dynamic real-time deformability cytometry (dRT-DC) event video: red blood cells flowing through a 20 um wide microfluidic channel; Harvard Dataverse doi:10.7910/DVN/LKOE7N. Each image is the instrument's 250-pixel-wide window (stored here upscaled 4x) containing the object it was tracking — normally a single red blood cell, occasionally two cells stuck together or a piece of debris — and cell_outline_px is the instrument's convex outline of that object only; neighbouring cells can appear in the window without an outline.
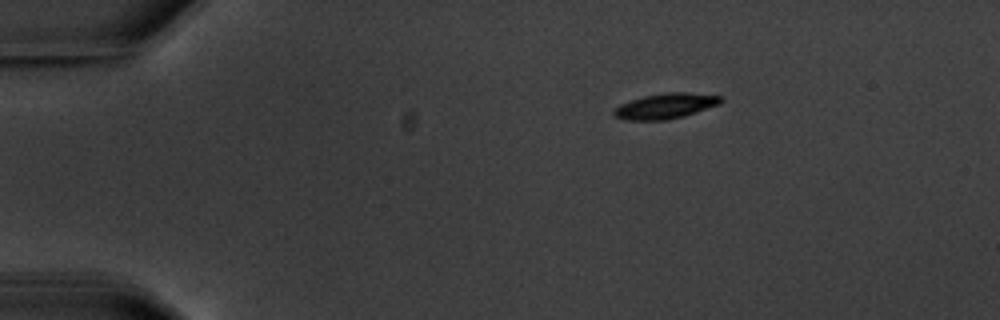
{"species": "common noctule bat (a hibernating species)", "species_latin": "Nyctalus noctula", "temperature_condition": "warm", "stored_images_in_passage": 13, "camera_frame_rate_fps": 3000, "um_per_image_px": 0.085, "animal": {"sex": "male", "body_mass_g": 20.1, "forearm_length_mm": 53.5}, "frame": {"image": 1, "passage_image": 1, "time_ms": 0.0, "image_size_px": [1000, 320], "cell_outline_px": [[724, 100], [720, 104], [684, 116], [664, 120], [628, 120], [616, 116], [612, 112], [620, 104], [644, 96], [664, 92], [688, 92], [724, 96]], "centroid_in_image_um": [56.63, 8.99], "position_along_channel_um": 28.4, "area_um2": 15.78}}
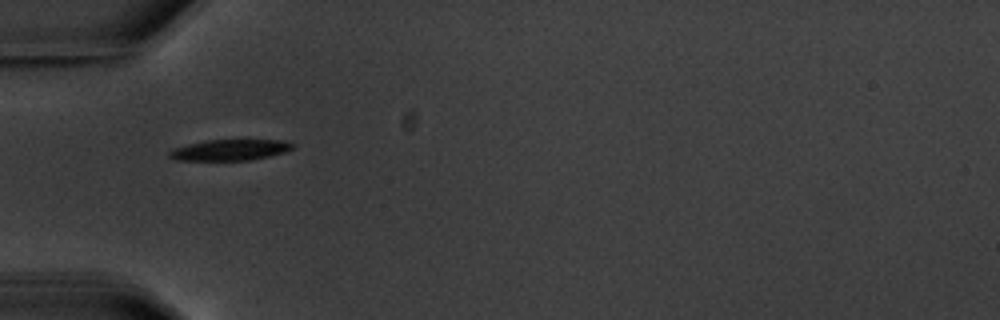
{"frame": {"image": 2, "passage_image": 3, "time_ms": 3.0, "image_size_px": [1000, 320], "cell_outline_px": [[296, 144], [292, 148], [284, 152], [252, 160], [176, 160], [168, 156], [168, 152], [172, 148], [188, 144], [208, 140], [284, 140]], "centroid_in_image_um": [19.53, 12.74], "position_along_channel_um": 65.5, "area_um2": 15.03}}
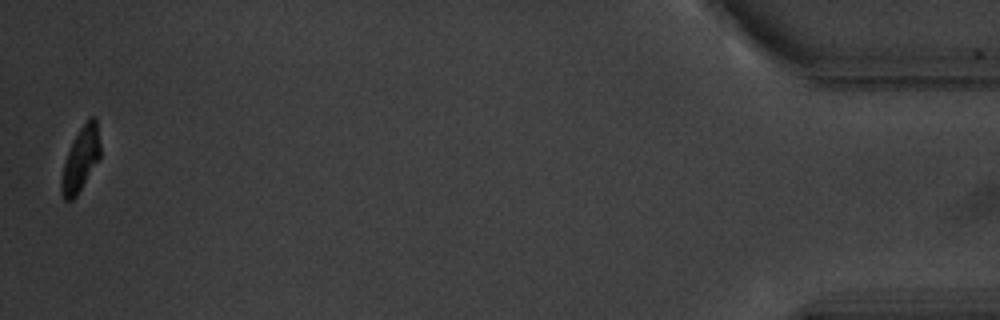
{"frame": {"image": 3, "passage_image": 13, "time_ms": 16.0, "image_size_px": [1000, 320], "cell_outline_px": [[100, 160], [76, 196], [72, 200], [64, 200], [60, 188], [60, 180], [64, 164], [72, 140], [88, 116], [96, 116], [100, 144]], "centroid_in_image_um": [6.87, 13.51], "position_along_channel_um": 428.3, "area_um2": 14.74}, "authors_computed_cell_mechanics": {"area_um2": 15.7794, "velocity_mm_per_s": 3.4561, "shape_relaxation_time_tau1_ms": 1.3983, "shape_relaxation_time_tau2_ms": 6.0901, "deformation_change_tau1": 0.0984, "deformation_change_tau2": 0.0703}}